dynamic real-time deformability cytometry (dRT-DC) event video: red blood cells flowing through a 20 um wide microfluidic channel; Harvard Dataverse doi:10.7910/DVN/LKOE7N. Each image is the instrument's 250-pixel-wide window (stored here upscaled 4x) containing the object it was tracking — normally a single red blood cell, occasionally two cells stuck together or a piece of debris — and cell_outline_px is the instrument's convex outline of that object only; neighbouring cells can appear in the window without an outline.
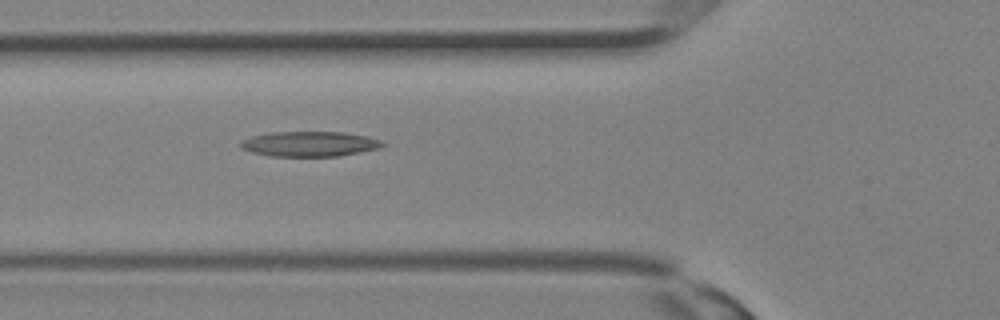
{"species": "Egyptian fruit bat (a non-hibernating species)", "species_latin": "Rousettus aegyptiacus", "temperature_condition": "room temperature", "stored_images_in_passage": 12, "camera_frame_rate_fps": 3000, "um_per_image_px": 0.085, "animal": {"sex": "female"}, "frame": {"image": 1, "passage_image": 12, "time_ms": 3.667, "image_size_px": [1000, 320], "cell_outline_px": [[384, 144], [380, 148], [340, 156], [272, 156], [252, 152], [240, 148], [240, 140], [252, 136], [268, 132], [344, 132], [368, 136], [380, 140]], "centroid_in_image_um": [26.29, 12.23], "position_along_channel_um": 99.5, "area_um2": 20.81}}